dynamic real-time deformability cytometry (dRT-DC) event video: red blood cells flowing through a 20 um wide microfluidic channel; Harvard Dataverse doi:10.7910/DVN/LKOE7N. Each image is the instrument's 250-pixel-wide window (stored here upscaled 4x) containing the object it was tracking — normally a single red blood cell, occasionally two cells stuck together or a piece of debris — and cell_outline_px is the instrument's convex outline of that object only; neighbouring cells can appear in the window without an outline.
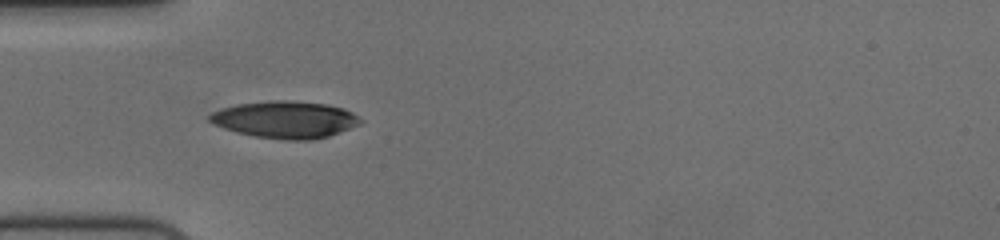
{"species": "human", "species_latin": "Homo sapiens", "temperature_condition": "cold", "stored_images_in_passage": 39, "camera_frame_rate_fps": 3000, "um_per_image_px": 0.085, "donor": {"sex": "female"}, "frame": {"image": 1, "passage_image": 1, "time_ms": 0.0, "image_size_px": [1000, 240], "cell_outline_px": [[364, 120], [360, 124], [328, 136], [312, 140], [284, 140], [252, 136], [236, 132], [224, 128], [208, 120], [208, 116], [212, 112], [220, 108], [236, 104], [272, 100], [288, 100], [328, 104], [344, 108], [352, 112]], "centroid_in_image_um": [24.24, 10.16], "position_along_channel_um": 60.8, "area_um2": 32.71}}
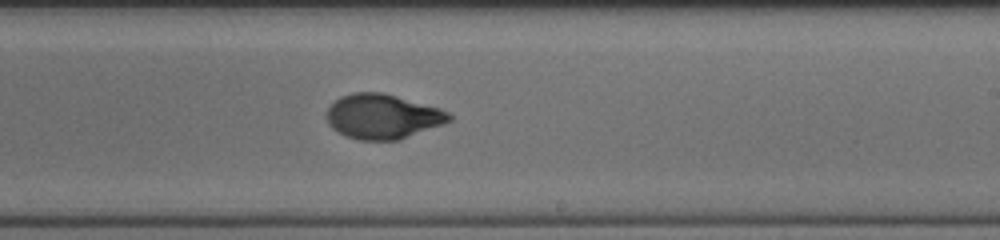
{"frame": {"image": 2, "passage_image": 17, "time_ms": 5.333, "image_size_px": [1000, 240], "cell_outline_px": [[452, 120], [444, 124], [400, 140], [356, 140], [344, 136], [336, 132], [328, 124], [328, 108], [340, 96], [352, 92], [384, 92], [440, 108], [448, 112], [452, 116]], "centroid_in_image_um": [32.53, 9.91], "position_along_channel_um": 256.5, "area_um2": 32.25}}
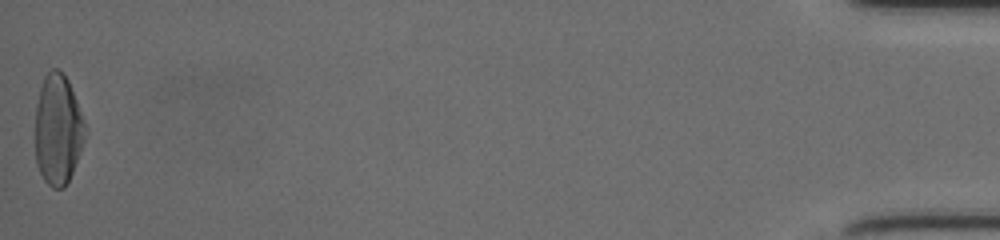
{"frame": {"image": 3, "passage_image": 39, "time_ms": 12.667, "image_size_px": [1000, 240], "cell_outline_px": [[84, 140], [80, 152], [72, 172], [64, 188], [52, 188], [44, 180], [36, 164], [36, 104], [40, 88], [44, 76], [52, 68], [56, 68], [68, 80], [76, 100], [84, 124]], "centroid_in_image_um": [4.9, 11.03], "position_along_channel_um": 430.3, "area_um2": 31.5}, "authors_computed_cell_mechanics": {"area_um2": 31.6166, "velocity_mm_per_s": 3.731, "shape_relaxation_time_tau1_ms": 4.0981, "shape_relaxation_time_tau2_ms": 1.2381, "deformation_change_tau1": 0.1768, "deformation_change_tau2": 0.0432}}